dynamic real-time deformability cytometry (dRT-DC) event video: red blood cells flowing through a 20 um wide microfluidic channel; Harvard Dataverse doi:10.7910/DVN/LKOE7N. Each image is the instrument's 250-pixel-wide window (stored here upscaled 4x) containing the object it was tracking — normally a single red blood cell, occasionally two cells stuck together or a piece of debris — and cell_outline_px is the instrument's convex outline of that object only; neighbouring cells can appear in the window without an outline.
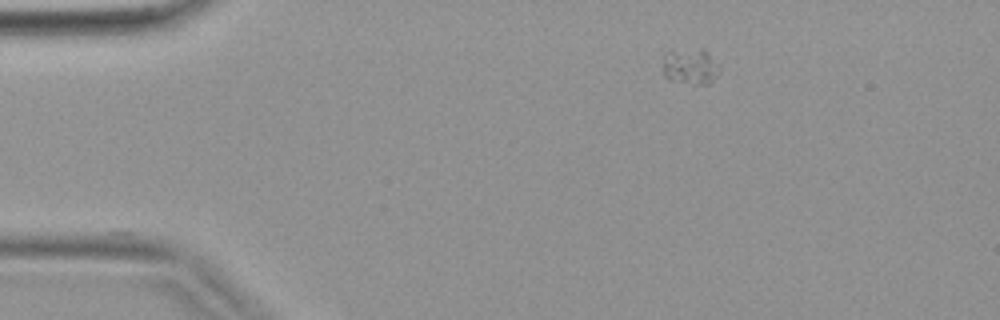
{"species": "common noctule bat (a hibernating species)", "species_latin": "Nyctalus noctula", "temperature_condition": "warm", "stored_images_in_passage": 35, "camera_frame_rate_fps": 3000, "um_per_image_px": 0.085, "animal": {"sex": "female", "body_mass_g": 19.9}, "frame": {"image": 1, "passage_image": 1, "time_ms": 0.0, "image_size_px": [1000, 320], "cell_outline_px": [[720, 72], [708, 84], [700, 84], [672, 80], [664, 76], [664, 52], [700, 48], [704, 48], [720, 64]], "centroid_in_image_um": [58.73, 5.62], "position_along_channel_um": 26.3, "area_um2": 11.85}}
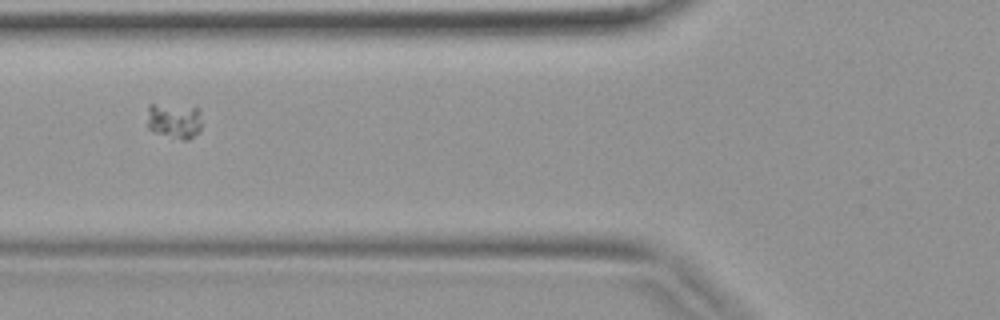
{"frame": {"image": 2, "passage_image": 10, "time_ms": 3.0, "image_size_px": [1000, 320], "cell_outline_px": [[200, 132], [188, 140], [184, 140], [156, 132], [148, 128], [148, 104], [152, 104], [200, 108]], "centroid_in_image_um": [14.83, 10.27], "position_along_channel_um": 111.0, "area_um2": 11.1}}
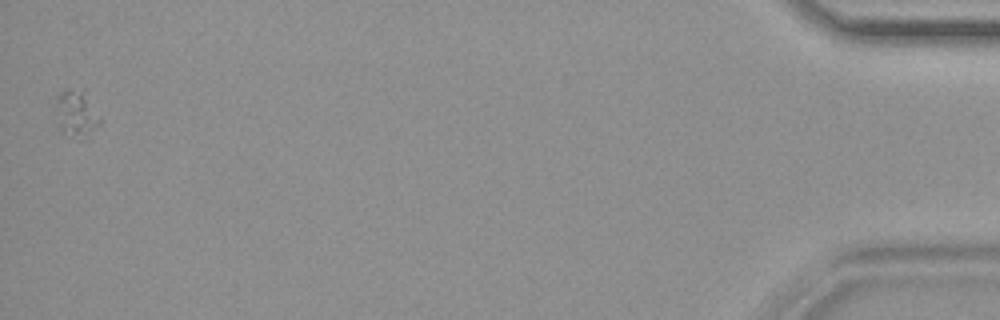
{"frame": {"image": 3, "passage_image": 35, "time_ms": 11.333, "image_size_px": [1000, 320], "cell_outline_px": [[104, 120], [100, 124], [80, 140], [64, 128], [60, 124], [56, 100], [56, 96], [60, 92], [68, 88], [84, 88]], "centroid_in_image_um": [6.6, 9.53], "position_along_channel_um": 428.6, "area_um2": 11.85}}